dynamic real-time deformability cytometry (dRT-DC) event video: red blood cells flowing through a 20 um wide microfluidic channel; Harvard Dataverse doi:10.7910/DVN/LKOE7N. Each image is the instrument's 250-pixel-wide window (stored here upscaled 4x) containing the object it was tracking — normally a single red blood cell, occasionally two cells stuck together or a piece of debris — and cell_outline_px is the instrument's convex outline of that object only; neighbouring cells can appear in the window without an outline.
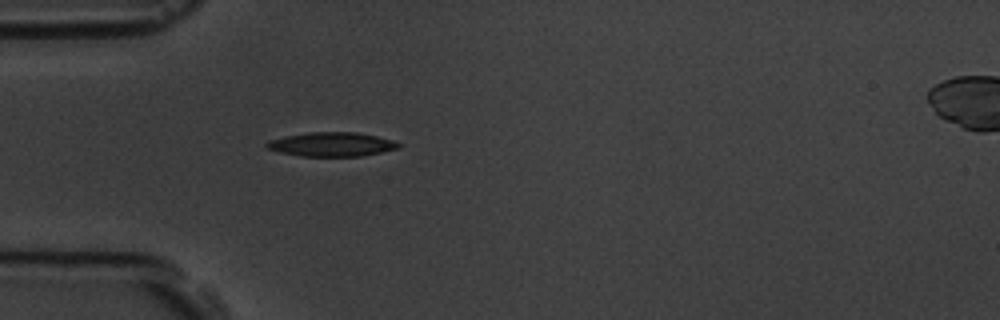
{"species": "common noctule bat (a hibernating species)", "species_latin": "Nyctalus noctula", "temperature_condition": "room temperature", "stored_images_in_passage": 7, "camera_frame_rate_fps": 3000, "um_per_image_px": 0.085, "animal": {"sex": "male", "body_mass_g": 19.5, "forearm_length_mm": 54.6}, "frame": {"image": 1, "passage_image": 6, "time_ms": 6.667, "image_size_px": [1000, 320], "cell_outline_px": [[404, 144], [400, 148], [360, 156], [300, 156], [280, 152], [268, 148], [264, 144], [268, 140], [284, 136], [308, 132], [356, 132], [376, 136], [392, 140]], "centroid_in_image_um": [28.2, 12.26], "position_along_channel_um": 56.8, "area_um2": 18.55}}